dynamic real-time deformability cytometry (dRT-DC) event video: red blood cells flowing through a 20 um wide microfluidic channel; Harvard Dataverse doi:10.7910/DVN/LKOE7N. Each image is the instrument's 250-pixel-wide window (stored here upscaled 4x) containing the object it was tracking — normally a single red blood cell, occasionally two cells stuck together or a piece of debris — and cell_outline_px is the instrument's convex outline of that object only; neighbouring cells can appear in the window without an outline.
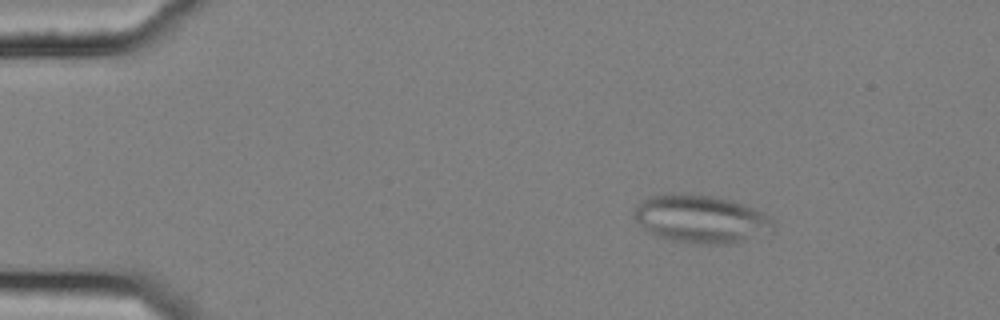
{"species": "common noctule bat (a hibernating species)", "species_latin": "Nyctalus noctula", "temperature_condition": "cold", "stored_images_in_passage": 56, "camera_frame_rate_fps": 3000, "um_per_image_px": 0.085, "animal": {"sex": "female", "body_mass_g": 25.1}, "frame": {"image": 1, "passage_image": 9, "time_ms": 2.667, "image_size_px": [1000, 320], "cell_outline_px": [[776, 228], [772, 232], [744, 240], [728, 244], [696, 244], [676, 240], [660, 236], [648, 232], [632, 216], [632, 212], [636, 204], [640, 200], [648, 196], [668, 192], [712, 196], [732, 200], [752, 208], [768, 216], [776, 224]], "centroid_in_image_um": [59.54, 18.59], "position_along_channel_um": 25.5, "area_um2": 39.13}}